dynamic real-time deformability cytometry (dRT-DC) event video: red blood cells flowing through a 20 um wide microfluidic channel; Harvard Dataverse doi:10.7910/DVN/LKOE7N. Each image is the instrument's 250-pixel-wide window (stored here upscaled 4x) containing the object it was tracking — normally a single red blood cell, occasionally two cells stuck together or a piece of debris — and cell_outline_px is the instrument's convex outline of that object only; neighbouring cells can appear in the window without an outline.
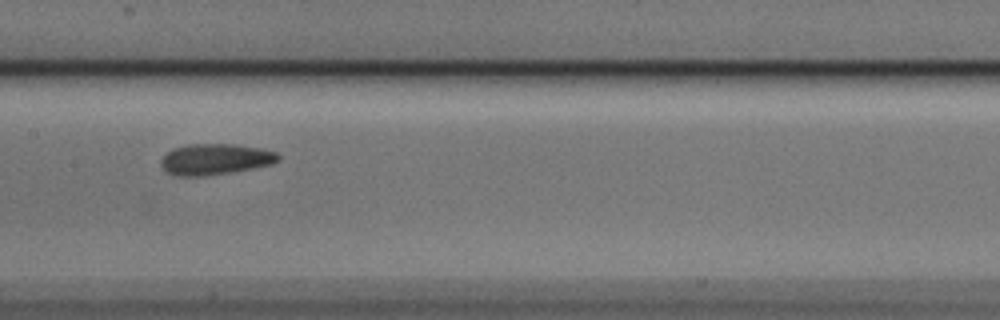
{"species": "Egyptian fruit bat (a non-hibernating species)", "species_latin": "Rousettus aegyptiacus", "temperature_condition": "cold", "stored_images_in_passage": 13, "camera_frame_rate_fps": 3000, "um_per_image_px": 0.085, "animal": {"sex": "male"}, "frame": {"image": 1, "passage_image": 6, "time_ms": 1.667, "image_size_px": [1000, 320], "cell_outline_px": [[280, 160], [272, 164], [252, 168], [204, 176], [176, 176], [168, 172], [160, 164], [160, 160], [172, 148], [188, 144], [232, 144], [264, 148], [276, 152], [280, 156]], "centroid_in_image_um": [18.31, 13.52], "position_along_channel_um": 189.1, "area_um2": 21.15}}
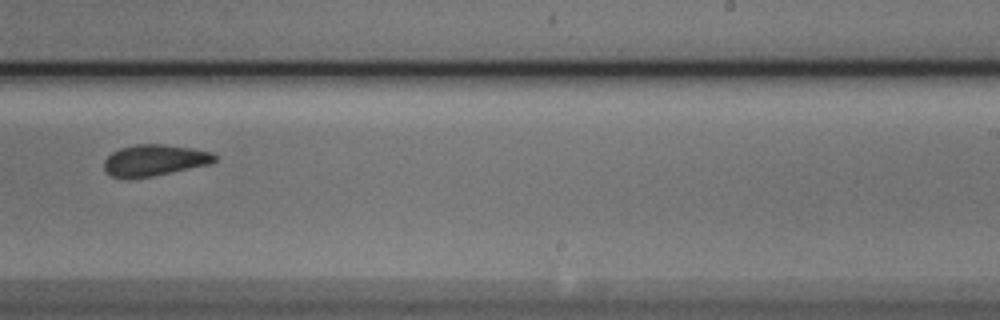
{"frame": {"image": 2, "passage_image": 8, "time_ms": 2.333, "image_size_px": [1000, 320], "cell_outline_px": [[216, 160], [208, 164], [152, 176], [112, 176], [104, 168], [104, 160], [112, 152], [120, 148], [136, 144], [164, 144], [192, 148], [212, 152], [216, 156]], "centroid_in_image_um": [13.15, 13.58], "position_along_channel_um": 275.8, "area_um2": 19.59}}
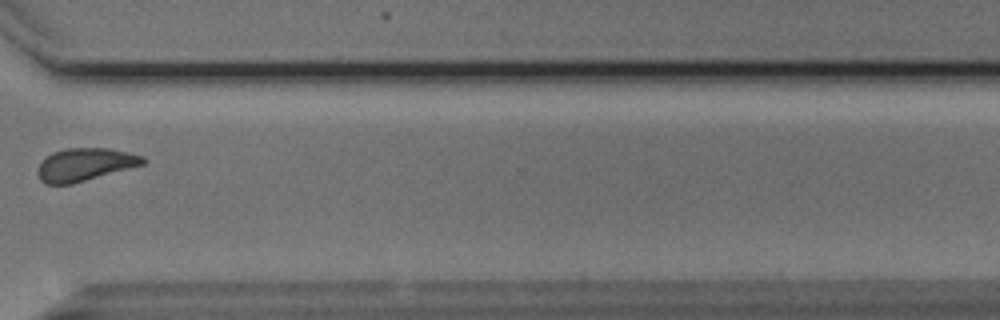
{"frame": {"image": 3, "passage_image": 10, "time_ms": 3.0, "image_size_px": [1000, 320], "cell_outline_px": [[148, 160], [144, 164], [72, 184], [44, 184], [40, 180], [36, 172], [40, 160], [52, 152], [68, 148], [108, 148], [128, 152], [144, 156]], "centroid_in_image_um": [7.19, 13.98], "position_along_channel_um": 363.4, "area_um2": 20.29}}